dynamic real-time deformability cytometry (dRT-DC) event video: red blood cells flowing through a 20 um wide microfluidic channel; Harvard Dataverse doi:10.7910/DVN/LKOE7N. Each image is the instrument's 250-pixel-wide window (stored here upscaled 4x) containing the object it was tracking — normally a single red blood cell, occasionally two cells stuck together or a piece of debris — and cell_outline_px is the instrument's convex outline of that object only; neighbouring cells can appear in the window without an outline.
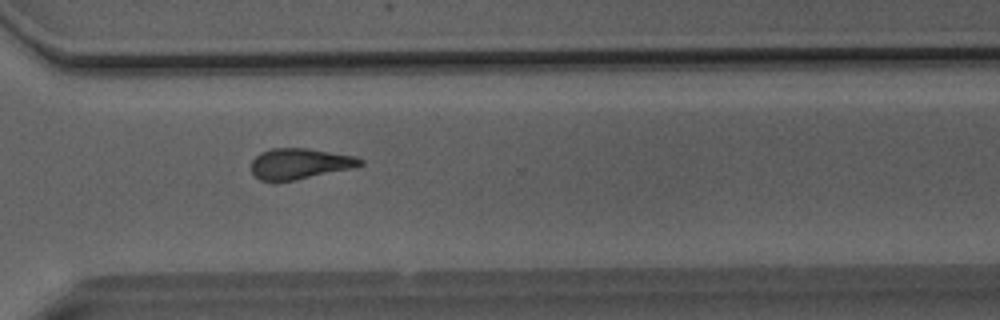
{"species": "Egyptian fruit bat (a non-hibernating species)", "species_latin": "Rousettus aegyptiacus", "temperature_condition": "room temperature", "stored_images_in_passage": 39, "camera_frame_rate_fps": 3000, "um_per_image_px": 0.085, "animal": {"sex": "male"}, "frame": {"image": 1, "passage_image": 28, "time_ms": 9.0, "image_size_px": [1000, 320], "cell_outline_px": [[364, 164], [352, 168], [292, 180], [260, 180], [252, 172], [252, 160], [260, 152], [272, 148], [308, 148], [356, 156], [364, 160]], "centroid_in_image_um": [25.5, 13.89], "position_along_channel_um": 345.1, "area_um2": 19.25}}
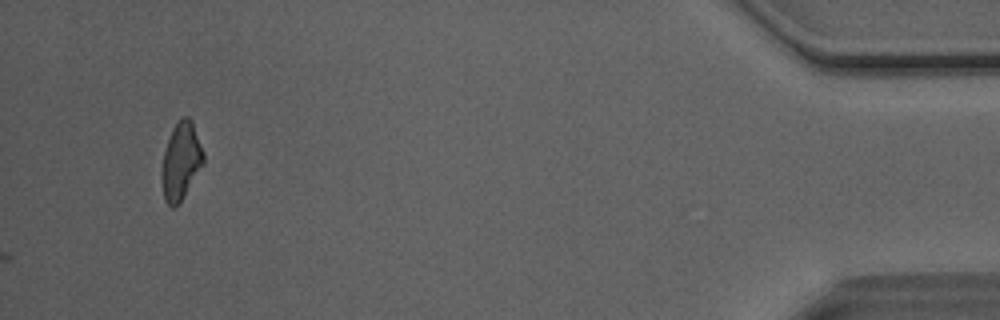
{"frame": {"image": 2, "passage_image": 39, "time_ms": 12.667, "image_size_px": [1000, 320], "cell_outline_px": [[204, 164], [180, 200], [172, 208], [164, 200], [164, 152], [172, 128], [184, 116], [188, 116], [192, 120], [204, 152]], "centroid_in_image_um": [15.44, 13.63], "position_along_channel_um": 419.8, "area_um2": 17.92}, "authors_computed_cell_mechanics": {"area_um2": 19.5364, "velocity_mm_per_s": 4.0984, "shape_relaxation_time_tau1_ms": 6.5704, "shape_relaxation_time_tau2_ms": 3.675, "deformation_change_tau1": 0.1719, "deformation_change_tau2": 0.1462}}